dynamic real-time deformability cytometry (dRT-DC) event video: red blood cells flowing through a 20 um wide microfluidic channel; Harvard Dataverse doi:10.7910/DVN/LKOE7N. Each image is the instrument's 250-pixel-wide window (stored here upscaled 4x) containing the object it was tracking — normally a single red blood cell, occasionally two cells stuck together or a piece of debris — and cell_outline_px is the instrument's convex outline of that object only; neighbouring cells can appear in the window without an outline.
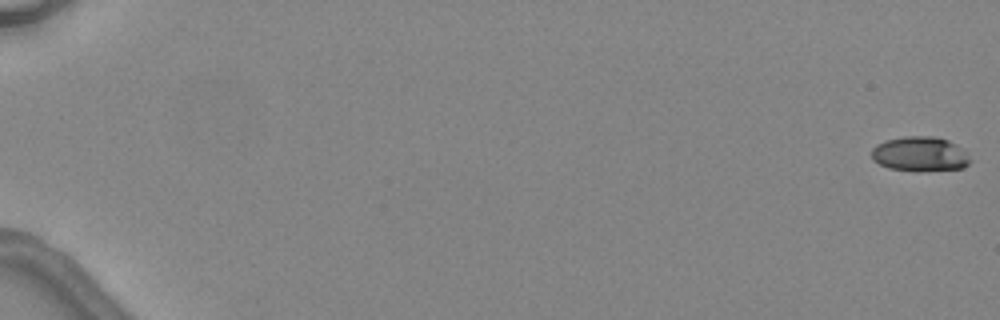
{"species": "common noctule bat (a hibernating species)", "species_latin": "Nyctalus noctula", "temperature_condition": "warm", "stored_images_in_passage": 4, "camera_frame_rate_fps": 3000, "um_per_image_px": 0.085, "animal": {"sex": "female", "body_mass_g": 24.6, "forearm_length_mm": 56.2}, "frame": {"image": 1, "passage_image": 1, "time_ms": 0.0, "image_size_px": [1000, 320], "cell_outline_px": [[972, 160], [964, 168], [920, 172], [916, 172], [888, 168], [872, 160], [872, 148], [876, 144], [884, 140], [904, 136], [936, 136], [948, 140], [956, 144]], "centroid_in_image_um": [78.18, 13.1], "position_along_channel_um": 6.8, "area_um2": 20.29}}